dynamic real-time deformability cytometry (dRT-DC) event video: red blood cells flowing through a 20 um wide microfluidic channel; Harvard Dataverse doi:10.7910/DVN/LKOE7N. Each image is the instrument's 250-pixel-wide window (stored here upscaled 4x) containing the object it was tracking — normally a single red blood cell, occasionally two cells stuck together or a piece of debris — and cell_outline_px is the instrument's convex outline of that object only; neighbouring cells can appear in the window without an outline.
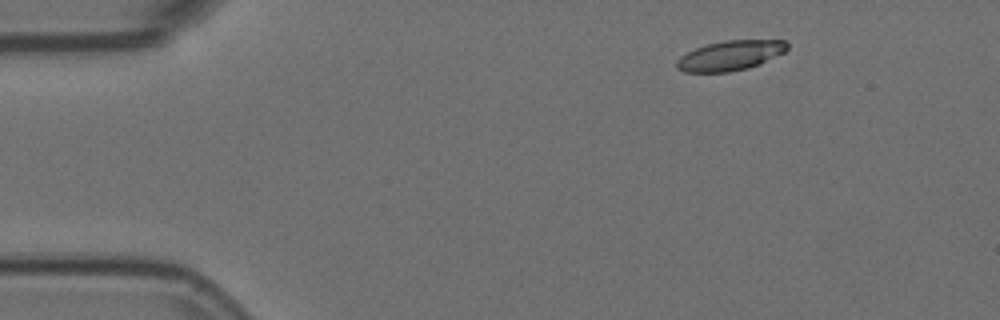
{"species": "Egyptian fruit bat (a non-hibernating species)", "species_latin": "Rousettus aegyptiacus", "temperature_condition": "room temperature", "stored_images_in_passage": 6, "camera_frame_rate_fps": 3000, "um_per_image_px": 0.085, "animal": {"sex": "female"}, "frame": {"image": 1, "passage_image": 2, "time_ms": 0.333, "image_size_px": [1000, 320], "cell_outline_px": [[788, 48], [784, 52], [760, 64], [748, 68], [728, 72], [684, 72], [676, 68], [676, 60], [680, 56], [696, 48], [708, 44], [728, 40], [784, 40], [788, 44]], "centroid_in_image_um": [62.06, 4.73], "position_along_channel_um": 22.9, "area_um2": 19.13}}
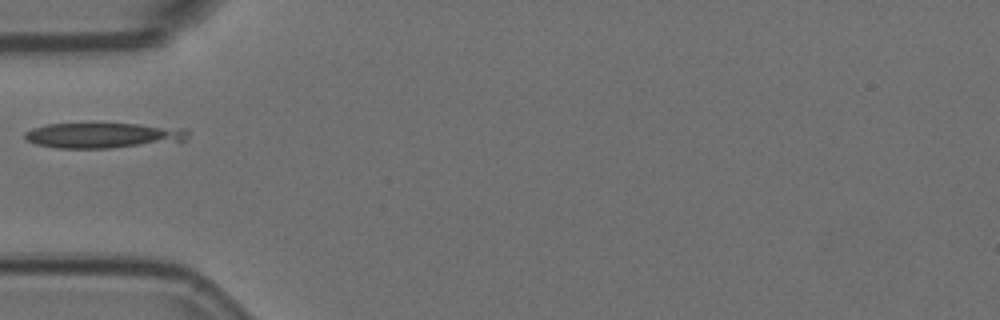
{"frame": {"image": 2, "passage_image": 5, "time_ms": 1.333, "image_size_px": [1000, 320], "cell_outline_px": [[188, 136], [184, 140], [108, 148], [56, 148], [36, 144], [24, 140], [24, 132], [32, 128], [48, 124], [140, 124], [188, 128]], "centroid_in_image_um": [8.71, 11.5], "position_along_channel_um": 76.3, "area_um2": 23.87}}